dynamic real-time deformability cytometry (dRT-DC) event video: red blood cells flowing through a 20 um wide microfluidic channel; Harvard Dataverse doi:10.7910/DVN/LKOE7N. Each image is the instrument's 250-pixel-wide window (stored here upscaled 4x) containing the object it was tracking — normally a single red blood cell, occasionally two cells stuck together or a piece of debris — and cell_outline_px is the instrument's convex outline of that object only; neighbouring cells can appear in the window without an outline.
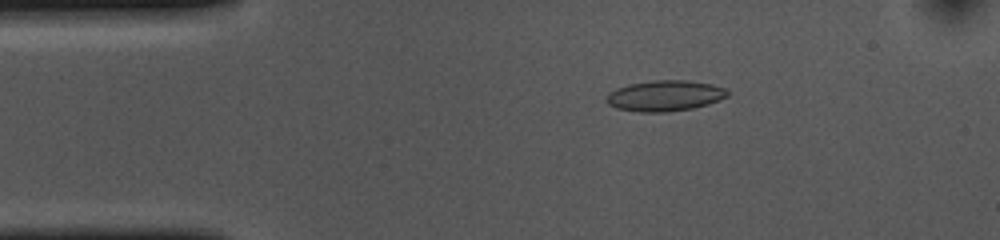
{"species": "common noctule bat (a hibernating species)", "species_latin": "Nyctalus noctula", "temperature_condition": "cold", "stored_images_in_passage": 54, "camera_frame_rate_fps": 3000, "um_per_image_px": 0.085, "animal": {"sex": "female", "body_mass_g": 10.0, "forearm_length_mm": 53.1}, "frame": {"image": 1, "passage_image": 9, "time_ms": 2.667, "image_size_px": [1000, 240], "cell_outline_px": [[728, 96], [720, 100], [708, 104], [692, 108], [668, 112], [640, 112], [616, 108], [608, 104], [608, 92], [616, 88], [628, 84], [652, 80], [688, 80], [712, 84], [724, 88], [728, 92]], "centroid_in_image_um": [56.52, 8.13], "position_along_channel_um": 28.5, "area_um2": 21.73}}
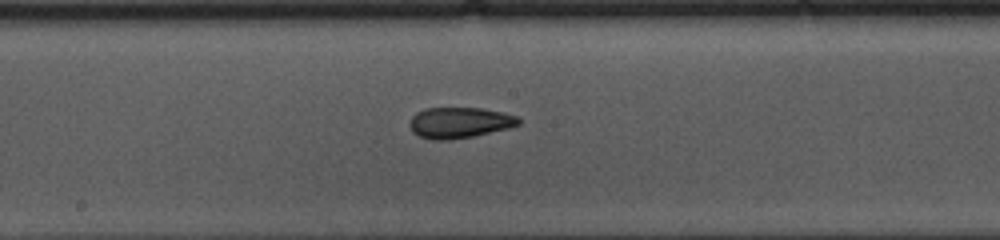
{"frame": {"image": 2, "passage_image": 27, "time_ms": 8.667, "image_size_px": [1000, 240], "cell_outline_px": [[520, 124], [508, 128], [472, 136], [448, 140], [432, 140], [420, 136], [412, 132], [408, 124], [412, 116], [416, 112], [424, 108], [480, 108], [500, 112], [516, 116], [520, 120]], "centroid_in_image_um": [39.0, 10.42], "position_along_channel_um": 209.2, "area_um2": 19.48}}
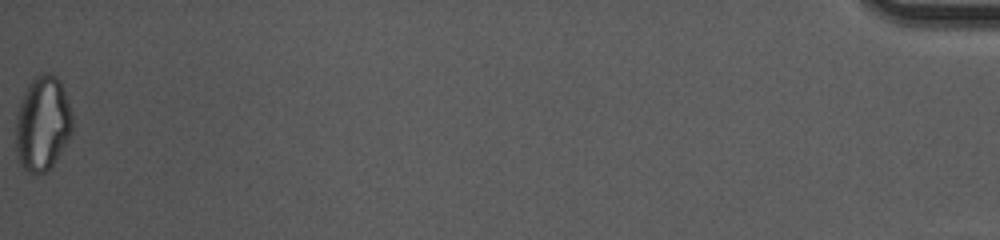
{"frame": {"image": 3, "passage_image": 54, "time_ms": 17.667, "image_size_px": [1000, 240], "cell_outline_px": [[72, 132], [68, 140], [48, 172], [28, 172], [20, 164], [16, 152], [16, 112], [20, 100], [32, 76], [44, 72], [48, 72], [56, 76], [60, 80], [72, 112]], "centroid_in_image_um": [3.61, 10.46], "position_along_channel_um": 431.6, "area_um2": 31.56}, "authors_computed_cell_mechanics": {"area_um2": 20.3456, "velocity_mm_per_s": 3.6561, "shape_relaxation_time_tau1_ms": 8.3297, "shape_relaxation_time_tau2_ms": 3.9309, "deformation_change_tau1": 0.1606, "deformation_change_tau2": 0.0999}}